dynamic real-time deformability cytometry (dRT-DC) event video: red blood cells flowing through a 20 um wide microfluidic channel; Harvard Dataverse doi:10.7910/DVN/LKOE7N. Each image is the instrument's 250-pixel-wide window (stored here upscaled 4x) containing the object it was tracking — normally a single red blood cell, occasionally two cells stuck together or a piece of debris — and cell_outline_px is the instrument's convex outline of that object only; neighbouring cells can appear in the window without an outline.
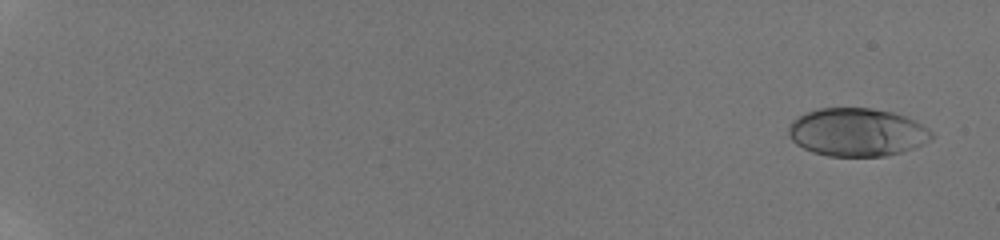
{"species": "human", "species_latin": "Homo sapiens", "temperature_condition": "room temperature", "stored_images_in_passage": 18, "camera_frame_rate_fps": 3000, "um_per_image_px": 0.085, "donor": {"sex": "male"}, "frame": {"image": 1, "passage_image": 2, "time_ms": 0.333, "image_size_px": [1000, 240], "cell_outline_px": [[936, 136], [924, 144], [900, 152], [884, 156], [828, 156], [812, 152], [796, 144], [788, 136], [788, 124], [792, 120], [808, 112], [820, 108], [872, 108], [892, 112], [904, 116], [928, 128]], "centroid_in_image_um": [72.83, 11.24], "position_along_channel_um": 12.2, "area_um2": 40.11}}
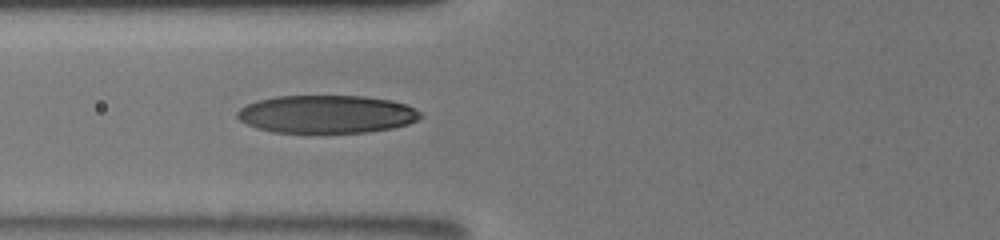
{"frame": {"image": 2, "passage_image": 16, "time_ms": 8.333, "image_size_px": [1000, 240], "cell_outline_px": [[424, 116], [408, 124], [392, 128], [368, 132], [272, 132], [256, 128], [240, 120], [236, 116], [236, 112], [240, 108], [248, 104], [260, 100], [276, 96], [364, 96], [392, 100], [404, 104], [420, 112]], "centroid_in_image_um": [27.76, 9.7], "position_along_channel_um": 98.0, "area_um2": 40.34}}
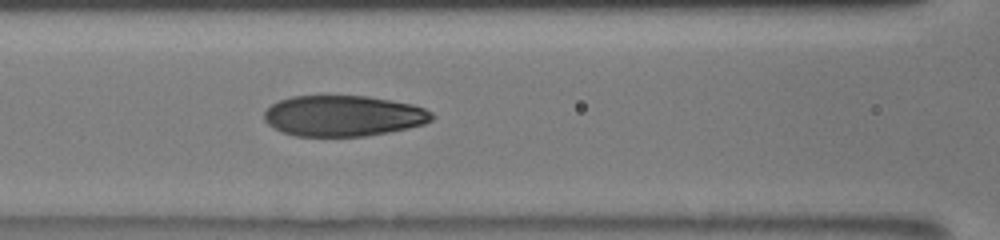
{"frame": {"image": 3, "passage_image": 18, "time_ms": 9.333, "image_size_px": [1000, 240], "cell_outline_px": [[436, 116], [432, 120], [424, 124], [408, 128], [388, 132], [364, 136], [296, 136], [280, 132], [268, 124], [264, 120], [264, 112], [272, 104], [280, 100], [292, 96], [368, 96], [412, 104], [424, 108], [432, 112]], "centroid_in_image_um": [29.18, 9.85], "position_along_channel_um": 137.4, "area_um2": 40.0}}